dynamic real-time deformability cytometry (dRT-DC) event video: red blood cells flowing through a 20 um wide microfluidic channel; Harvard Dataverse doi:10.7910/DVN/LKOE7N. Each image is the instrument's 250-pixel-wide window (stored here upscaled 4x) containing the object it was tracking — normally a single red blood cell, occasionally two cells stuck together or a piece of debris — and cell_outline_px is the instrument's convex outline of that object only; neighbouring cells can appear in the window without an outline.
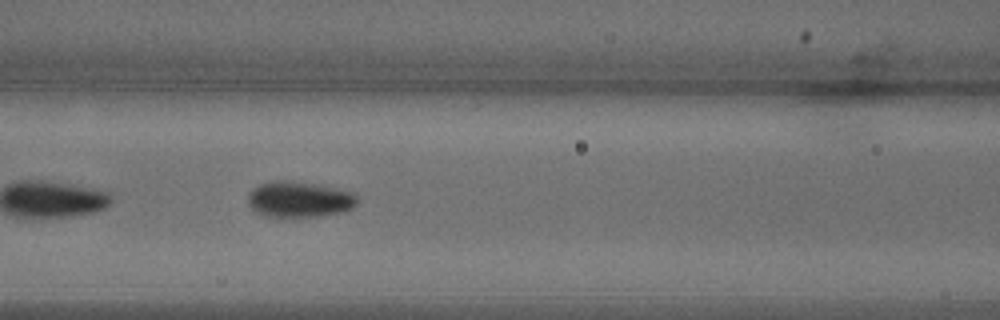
{"species": "common noctule bat (a hibernating species)", "species_latin": "Nyctalus noctula", "temperature_condition": "warm", "stored_images_in_passage": 39, "camera_frame_rate_fps": 3000, "um_per_image_px": 0.085, "animal": {"sex": "male", "body_mass_g": 18.8}, "frame": {"image": 1, "passage_image": 18, "time_ms": 5.667, "image_size_px": [1000, 320], "cell_outline_px": [[356, 204], [352, 208], [340, 212], [320, 216], [264, 216], [256, 212], [248, 204], [248, 192], [252, 188], [260, 184], [276, 180], [284, 180], [312, 184], [352, 192], [356, 196]], "centroid_in_image_um": [25.38, 16.95], "position_along_channel_um": 141.2, "area_um2": 22.43}}
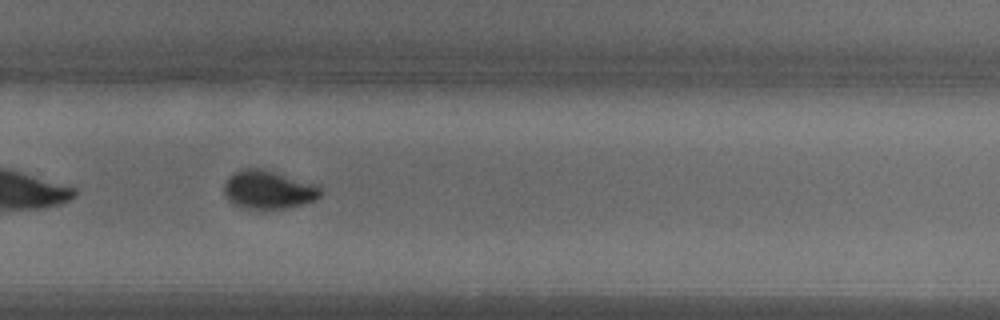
{"frame": {"image": 2, "passage_image": 30, "time_ms": 9.667, "image_size_px": [1000, 320], "cell_outline_px": [[324, 192], [316, 200], [284, 208], [240, 208], [232, 204], [228, 200], [224, 192], [224, 184], [228, 176], [232, 172], [240, 168], [260, 168], [312, 184], [320, 188]], "centroid_in_image_um": [22.73, 16.12], "position_along_channel_um": 307.1, "area_um2": 21.33}}
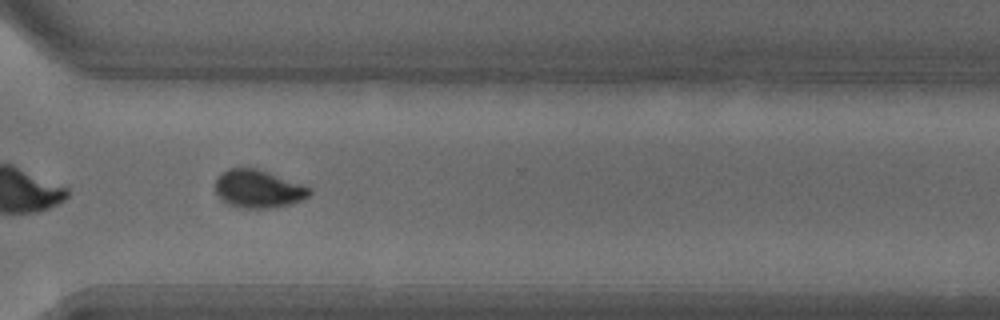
{"frame": {"image": 3, "passage_image": 33, "time_ms": 10.667, "image_size_px": [1000, 320], "cell_outline_px": [[312, 192], [308, 196], [300, 200], [288, 204], [268, 208], [244, 208], [228, 204], [216, 192], [216, 176], [220, 172], [228, 168], [256, 168], [268, 172], [312, 188]], "centroid_in_image_um": [21.93, 16.04], "position_along_channel_um": 348.7, "area_um2": 20.58}, "authors_computed_cell_mechanics": {"area_um2": 22.4264, "velocity_mm_per_s": 4.1526, "shape_relaxation_time_tau1_ms": 2.3772, "shape_relaxation_time_tau2_ms": null, "deformation_change_tau1": 0.1019, "deformation_change_tau2": null}}